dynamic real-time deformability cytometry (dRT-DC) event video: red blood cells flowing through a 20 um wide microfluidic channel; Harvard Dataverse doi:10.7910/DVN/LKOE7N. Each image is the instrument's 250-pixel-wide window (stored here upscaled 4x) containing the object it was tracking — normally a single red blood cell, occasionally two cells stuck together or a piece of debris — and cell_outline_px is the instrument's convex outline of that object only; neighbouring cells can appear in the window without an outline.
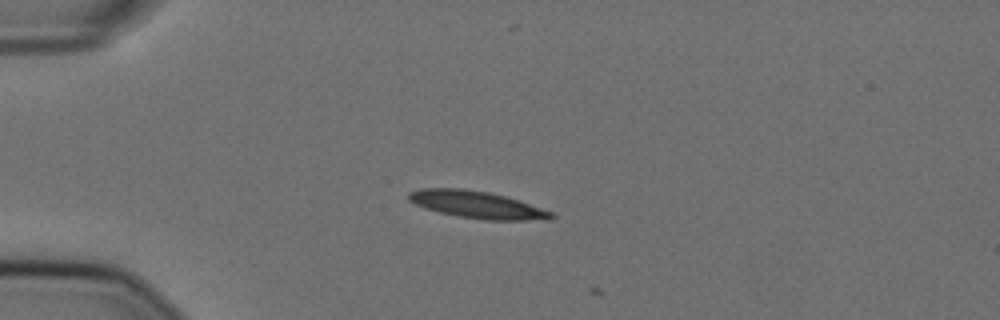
{"species": "Egyptian fruit bat (a non-hibernating species)", "species_latin": "Rousettus aegyptiacus", "temperature_condition": "cold", "stored_images_in_passage": 2, "camera_frame_rate_fps": 3000, "um_per_image_px": 0.085, "animal": {"sex": "female"}, "frame": {"image": 1, "passage_image": 1, "time_ms": 0.0, "image_size_px": [1000, 320], "cell_outline_px": [[556, 216], [548, 220], [484, 220], [460, 216], [440, 212], [424, 208], [408, 200], [408, 192], [420, 188], [464, 188], [488, 192], [504, 196], [552, 212]], "centroid_in_image_um": [40.51, 17.39], "position_along_channel_um": 44.5, "area_um2": 22.37}}